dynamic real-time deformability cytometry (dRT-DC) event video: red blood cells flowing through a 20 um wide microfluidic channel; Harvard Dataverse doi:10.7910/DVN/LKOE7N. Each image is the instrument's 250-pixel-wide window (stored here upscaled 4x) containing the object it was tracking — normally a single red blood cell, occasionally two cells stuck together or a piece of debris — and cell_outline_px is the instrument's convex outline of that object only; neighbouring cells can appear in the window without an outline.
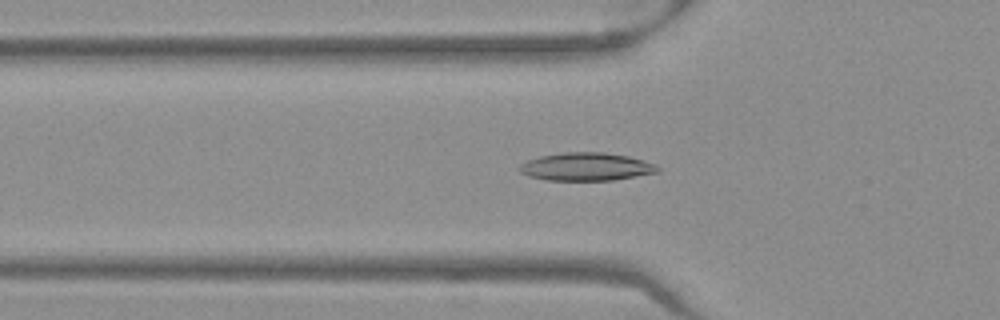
{"species": "Egyptian fruit bat (a non-hibernating species)", "species_latin": "Rousettus aegyptiacus", "temperature_condition": "warm", "stored_images_in_passage": 51, "camera_frame_rate_fps": 3000, "um_per_image_px": 0.085, "frame": {"image": 1, "passage_image": 17, "time_ms": 5.333, "image_size_px": [1000, 320], "cell_outline_px": [[660, 172], [612, 180], [544, 180], [528, 176], [520, 172], [516, 168], [520, 164], [528, 160], [540, 156], [564, 152], [604, 152], [628, 156], [656, 164], [660, 168]], "centroid_in_image_um": [49.81, 14.17], "position_along_channel_um": 76.0, "area_um2": 22.66}}
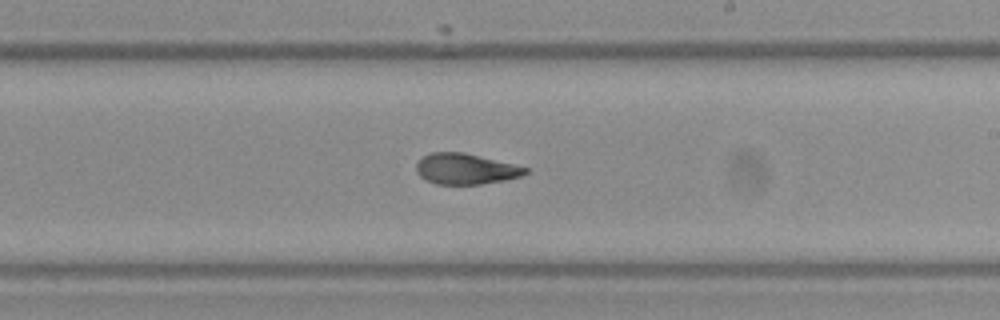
{"frame": {"image": 2, "passage_image": 30, "time_ms": 9.667, "image_size_px": [1000, 320], "cell_outline_px": [[528, 172], [520, 176], [504, 180], [480, 184], [436, 184], [420, 176], [416, 172], [416, 164], [424, 156], [432, 152], [464, 152], [528, 168]], "centroid_in_image_um": [39.55, 14.35], "position_along_channel_um": 249.4, "area_um2": 19.25}}
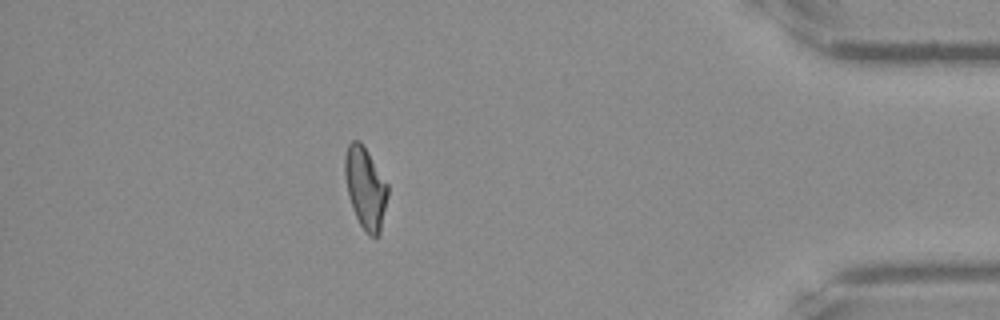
{"frame": {"image": 3, "passage_image": 45, "time_ms": 14.667, "image_size_px": [1000, 320], "cell_outline_px": [[388, 196], [380, 232], [376, 236], [368, 236], [360, 224], [352, 208], [348, 196], [344, 176], [344, 156], [348, 144], [352, 140], [360, 140], [368, 152], [388, 184]], "centroid_in_image_um": [31.04, 15.95], "position_along_channel_um": 404.2, "area_um2": 20.52}, "authors_computed_cell_mechanics": {"area_um2": 20.519, "velocity_mm_per_s": 3.9747, "shape_relaxation_time_tau1_ms": 6.5321, "shape_relaxation_time_tau2_ms": 2.1319, "deformation_change_tau1": 0.1956, "deformation_change_tau2": 0.068}}